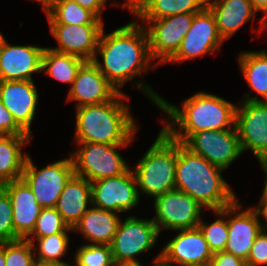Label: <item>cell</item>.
Returning <instances> with one entry per match:
<instances>
[{"mask_svg":"<svg viewBox=\"0 0 267 266\" xmlns=\"http://www.w3.org/2000/svg\"><path fill=\"white\" fill-rule=\"evenodd\" d=\"M77 266H116L110 245L86 244L75 255Z\"/></svg>","mask_w":267,"mask_h":266,"instance_id":"cell-30","label":"cell"},{"mask_svg":"<svg viewBox=\"0 0 267 266\" xmlns=\"http://www.w3.org/2000/svg\"><path fill=\"white\" fill-rule=\"evenodd\" d=\"M138 88L145 91L149 98L169 115L168 117L175 122V126L180 127L179 131H176L172 124H167L163 130L181 144L192 134L206 130L229 129L231 124L235 125L237 106L223 98L203 92L196 93L183 102L181 111L180 108L170 105L157 93H154L150 87H144L140 83ZM225 126L228 127L225 128Z\"/></svg>","mask_w":267,"mask_h":266,"instance_id":"cell-3","label":"cell"},{"mask_svg":"<svg viewBox=\"0 0 267 266\" xmlns=\"http://www.w3.org/2000/svg\"><path fill=\"white\" fill-rule=\"evenodd\" d=\"M180 233L165 245L161 255L178 266L210 262L213 257L207 241L199 229H180Z\"/></svg>","mask_w":267,"mask_h":266,"instance_id":"cell-19","label":"cell"},{"mask_svg":"<svg viewBox=\"0 0 267 266\" xmlns=\"http://www.w3.org/2000/svg\"><path fill=\"white\" fill-rule=\"evenodd\" d=\"M247 266H257L267 264V233L262 230L250 249Z\"/></svg>","mask_w":267,"mask_h":266,"instance_id":"cell-36","label":"cell"},{"mask_svg":"<svg viewBox=\"0 0 267 266\" xmlns=\"http://www.w3.org/2000/svg\"><path fill=\"white\" fill-rule=\"evenodd\" d=\"M26 237L14 241L5 242L6 266H34L35 259L32 250L35 244L33 240Z\"/></svg>","mask_w":267,"mask_h":266,"instance_id":"cell-32","label":"cell"},{"mask_svg":"<svg viewBox=\"0 0 267 266\" xmlns=\"http://www.w3.org/2000/svg\"><path fill=\"white\" fill-rule=\"evenodd\" d=\"M103 28V25H50L51 34L60 47L50 49L92 61Z\"/></svg>","mask_w":267,"mask_h":266,"instance_id":"cell-18","label":"cell"},{"mask_svg":"<svg viewBox=\"0 0 267 266\" xmlns=\"http://www.w3.org/2000/svg\"><path fill=\"white\" fill-rule=\"evenodd\" d=\"M158 235L159 230L152 220L133 216L123 223L120 221L110 245L115 264H139L134 256L151 249Z\"/></svg>","mask_w":267,"mask_h":266,"instance_id":"cell-8","label":"cell"},{"mask_svg":"<svg viewBox=\"0 0 267 266\" xmlns=\"http://www.w3.org/2000/svg\"><path fill=\"white\" fill-rule=\"evenodd\" d=\"M106 2V0H105ZM145 0H128L124 5L126 7H128V9L133 13L136 14L135 16H137L144 5Z\"/></svg>","mask_w":267,"mask_h":266,"instance_id":"cell-40","label":"cell"},{"mask_svg":"<svg viewBox=\"0 0 267 266\" xmlns=\"http://www.w3.org/2000/svg\"><path fill=\"white\" fill-rule=\"evenodd\" d=\"M259 162L261 166L263 167L264 173L267 175V159L260 160ZM262 196L267 197V176H266V184H265V188H264Z\"/></svg>","mask_w":267,"mask_h":266,"instance_id":"cell-46","label":"cell"},{"mask_svg":"<svg viewBox=\"0 0 267 266\" xmlns=\"http://www.w3.org/2000/svg\"><path fill=\"white\" fill-rule=\"evenodd\" d=\"M223 169L208 162L177 142L176 189L185 192L201 206L218 215L234 214L240 206L234 192L223 180Z\"/></svg>","mask_w":267,"mask_h":266,"instance_id":"cell-2","label":"cell"},{"mask_svg":"<svg viewBox=\"0 0 267 266\" xmlns=\"http://www.w3.org/2000/svg\"><path fill=\"white\" fill-rule=\"evenodd\" d=\"M207 6V0H145L137 17L159 19L183 13H197Z\"/></svg>","mask_w":267,"mask_h":266,"instance_id":"cell-28","label":"cell"},{"mask_svg":"<svg viewBox=\"0 0 267 266\" xmlns=\"http://www.w3.org/2000/svg\"><path fill=\"white\" fill-rule=\"evenodd\" d=\"M7 135L31 136L16 123L13 115L5 108L0 99V136Z\"/></svg>","mask_w":267,"mask_h":266,"instance_id":"cell-37","label":"cell"},{"mask_svg":"<svg viewBox=\"0 0 267 266\" xmlns=\"http://www.w3.org/2000/svg\"><path fill=\"white\" fill-rule=\"evenodd\" d=\"M21 239L14 231L13 209L7 191L0 186V243Z\"/></svg>","mask_w":267,"mask_h":266,"instance_id":"cell-35","label":"cell"},{"mask_svg":"<svg viewBox=\"0 0 267 266\" xmlns=\"http://www.w3.org/2000/svg\"><path fill=\"white\" fill-rule=\"evenodd\" d=\"M210 263L211 266H247L246 261L225 251L213 254Z\"/></svg>","mask_w":267,"mask_h":266,"instance_id":"cell-38","label":"cell"},{"mask_svg":"<svg viewBox=\"0 0 267 266\" xmlns=\"http://www.w3.org/2000/svg\"><path fill=\"white\" fill-rule=\"evenodd\" d=\"M223 40L230 38L256 11L250 0H207Z\"/></svg>","mask_w":267,"mask_h":266,"instance_id":"cell-23","label":"cell"},{"mask_svg":"<svg viewBox=\"0 0 267 266\" xmlns=\"http://www.w3.org/2000/svg\"><path fill=\"white\" fill-rule=\"evenodd\" d=\"M39 242L38 260L60 262L68 247L67 232L56 233L47 237L35 238Z\"/></svg>","mask_w":267,"mask_h":266,"instance_id":"cell-33","label":"cell"},{"mask_svg":"<svg viewBox=\"0 0 267 266\" xmlns=\"http://www.w3.org/2000/svg\"><path fill=\"white\" fill-rule=\"evenodd\" d=\"M0 266H6L5 242L0 243Z\"/></svg>","mask_w":267,"mask_h":266,"instance_id":"cell-45","label":"cell"},{"mask_svg":"<svg viewBox=\"0 0 267 266\" xmlns=\"http://www.w3.org/2000/svg\"><path fill=\"white\" fill-rule=\"evenodd\" d=\"M238 60L249 86L267 102V53L242 52Z\"/></svg>","mask_w":267,"mask_h":266,"instance_id":"cell-29","label":"cell"},{"mask_svg":"<svg viewBox=\"0 0 267 266\" xmlns=\"http://www.w3.org/2000/svg\"><path fill=\"white\" fill-rule=\"evenodd\" d=\"M120 218L113 211L97 207L89 208L73 228L97 245H111L117 232Z\"/></svg>","mask_w":267,"mask_h":266,"instance_id":"cell-24","label":"cell"},{"mask_svg":"<svg viewBox=\"0 0 267 266\" xmlns=\"http://www.w3.org/2000/svg\"><path fill=\"white\" fill-rule=\"evenodd\" d=\"M43 5V9L46 11L54 2L55 0H37Z\"/></svg>","mask_w":267,"mask_h":266,"instance_id":"cell-47","label":"cell"},{"mask_svg":"<svg viewBox=\"0 0 267 266\" xmlns=\"http://www.w3.org/2000/svg\"><path fill=\"white\" fill-rule=\"evenodd\" d=\"M78 3L81 7L93 12L99 19H101V9L105 4V0H72Z\"/></svg>","mask_w":267,"mask_h":266,"instance_id":"cell-39","label":"cell"},{"mask_svg":"<svg viewBox=\"0 0 267 266\" xmlns=\"http://www.w3.org/2000/svg\"><path fill=\"white\" fill-rule=\"evenodd\" d=\"M29 140L30 136H0V186L22 178L28 155H22L21 147Z\"/></svg>","mask_w":267,"mask_h":266,"instance_id":"cell-25","label":"cell"},{"mask_svg":"<svg viewBox=\"0 0 267 266\" xmlns=\"http://www.w3.org/2000/svg\"><path fill=\"white\" fill-rule=\"evenodd\" d=\"M74 175L72 158L54 162L40 170L34 166L28 156L22 179L30 187L42 208L56 207L65 184Z\"/></svg>","mask_w":267,"mask_h":266,"instance_id":"cell-7","label":"cell"},{"mask_svg":"<svg viewBox=\"0 0 267 266\" xmlns=\"http://www.w3.org/2000/svg\"><path fill=\"white\" fill-rule=\"evenodd\" d=\"M257 217L256 211L251 208L227 220L228 241L225 252L233 254L244 261L248 260L254 240L263 230Z\"/></svg>","mask_w":267,"mask_h":266,"instance_id":"cell-21","label":"cell"},{"mask_svg":"<svg viewBox=\"0 0 267 266\" xmlns=\"http://www.w3.org/2000/svg\"><path fill=\"white\" fill-rule=\"evenodd\" d=\"M88 203H92L91 182L73 175L65 184L55 208L67 225L74 228L88 210Z\"/></svg>","mask_w":267,"mask_h":266,"instance_id":"cell-22","label":"cell"},{"mask_svg":"<svg viewBox=\"0 0 267 266\" xmlns=\"http://www.w3.org/2000/svg\"><path fill=\"white\" fill-rule=\"evenodd\" d=\"M0 99L16 123L29 135L38 102L33 80L0 81Z\"/></svg>","mask_w":267,"mask_h":266,"instance_id":"cell-16","label":"cell"},{"mask_svg":"<svg viewBox=\"0 0 267 266\" xmlns=\"http://www.w3.org/2000/svg\"><path fill=\"white\" fill-rule=\"evenodd\" d=\"M101 31L96 52L99 53L102 65L95 55L93 62L107 80L120 91L125 82L139 76L148 68L152 59L149 38L146 29L136 22L120 27L110 34Z\"/></svg>","mask_w":267,"mask_h":266,"instance_id":"cell-1","label":"cell"},{"mask_svg":"<svg viewBox=\"0 0 267 266\" xmlns=\"http://www.w3.org/2000/svg\"><path fill=\"white\" fill-rule=\"evenodd\" d=\"M119 91L105 103L88 104L77 108L76 138L78 143L128 144L136 132L128 107L116 98H125ZM115 98V99H114Z\"/></svg>","mask_w":267,"mask_h":266,"instance_id":"cell-4","label":"cell"},{"mask_svg":"<svg viewBox=\"0 0 267 266\" xmlns=\"http://www.w3.org/2000/svg\"><path fill=\"white\" fill-rule=\"evenodd\" d=\"M155 260L153 266H172L171 262H168L161 254Z\"/></svg>","mask_w":267,"mask_h":266,"instance_id":"cell-44","label":"cell"},{"mask_svg":"<svg viewBox=\"0 0 267 266\" xmlns=\"http://www.w3.org/2000/svg\"><path fill=\"white\" fill-rule=\"evenodd\" d=\"M235 126L242 152L251 149L259 161L267 159V102L248 97L236 107Z\"/></svg>","mask_w":267,"mask_h":266,"instance_id":"cell-9","label":"cell"},{"mask_svg":"<svg viewBox=\"0 0 267 266\" xmlns=\"http://www.w3.org/2000/svg\"><path fill=\"white\" fill-rule=\"evenodd\" d=\"M253 209L256 211L258 216L262 214L267 222V197L262 196L260 199L259 206ZM266 228H267V224L265 226H262L263 230H267Z\"/></svg>","mask_w":267,"mask_h":266,"instance_id":"cell-41","label":"cell"},{"mask_svg":"<svg viewBox=\"0 0 267 266\" xmlns=\"http://www.w3.org/2000/svg\"><path fill=\"white\" fill-rule=\"evenodd\" d=\"M156 217L152 221L159 233L162 228L192 229L199 225L202 206L185 192L174 189L155 197Z\"/></svg>","mask_w":267,"mask_h":266,"instance_id":"cell-11","label":"cell"},{"mask_svg":"<svg viewBox=\"0 0 267 266\" xmlns=\"http://www.w3.org/2000/svg\"><path fill=\"white\" fill-rule=\"evenodd\" d=\"M116 266H142L141 263L139 264H120V265H116Z\"/></svg>","mask_w":267,"mask_h":266,"instance_id":"cell-50","label":"cell"},{"mask_svg":"<svg viewBox=\"0 0 267 266\" xmlns=\"http://www.w3.org/2000/svg\"><path fill=\"white\" fill-rule=\"evenodd\" d=\"M118 92L93 61H85L69 90L68 100L78 101L77 107L99 104L111 100Z\"/></svg>","mask_w":267,"mask_h":266,"instance_id":"cell-17","label":"cell"},{"mask_svg":"<svg viewBox=\"0 0 267 266\" xmlns=\"http://www.w3.org/2000/svg\"><path fill=\"white\" fill-rule=\"evenodd\" d=\"M78 144L83 147L71 154L74 175L94 182L121 175L129 169L124 159L116 151L118 147H125L127 144L111 145L90 142Z\"/></svg>","mask_w":267,"mask_h":266,"instance_id":"cell-6","label":"cell"},{"mask_svg":"<svg viewBox=\"0 0 267 266\" xmlns=\"http://www.w3.org/2000/svg\"><path fill=\"white\" fill-rule=\"evenodd\" d=\"M44 48L33 45L10 46L0 37V81L32 80V73L40 71Z\"/></svg>","mask_w":267,"mask_h":266,"instance_id":"cell-15","label":"cell"},{"mask_svg":"<svg viewBox=\"0 0 267 266\" xmlns=\"http://www.w3.org/2000/svg\"><path fill=\"white\" fill-rule=\"evenodd\" d=\"M45 12L49 25H103L93 12L72 0H55Z\"/></svg>","mask_w":267,"mask_h":266,"instance_id":"cell-26","label":"cell"},{"mask_svg":"<svg viewBox=\"0 0 267 266\" xmlns=\"http://www.w3.org/2000/svg\"><path fill=\"white\" fill-rule=\"evenodd\" d=\"M34 266H71L68 265L66 262H52V261H42L38 260L34 262Z\"/></svg>","mask_w":267,"mask_h":266,"instance_id":"cell-43","label":"cell"},{"mask_svg":"<svg viewBox=\"0 0 267 266\" xmlns=\"http://www.w3.org/2000/svg\"><path fill=\"white\" fill-rule=\"evenodd\" d=\"M181 266H211L210 262L196 263V264H185Z\"/></svg>","mask_w":267,"mask_h":266,"instance_id":"cell-48","label":"cell"},{"mask_svg":"<svg viewBox=\"0 0 267 266\" xmlns=\"http://www.w3.org/2000/svg\"><path fill=\"white\" fill-rule=\"evenodd\" d=\"M250 1L256 12L261 10L262 12L266 13L267 0H250Z\"/></svg>","mask_w":267,"mask_h":266,"instance_id":"cell-42","label":"cell"},{"mask_svg":"<svg viewBox=\"0 0 267 266\" xmlns=\"http://www.w3.org/2000/svg\"><path fill=\"white\" fill-rule=\"evenodd\" d=\"M261 24H263L261 28L267 27V11H266L264 17L261 18Z\"/></svg>","mask_w":267,"mask_h":266,"instance_id":"cell-49","label":"cell"},{"mask_svg":"<svg viewBox=\"0 0 267 266\" xmlns=\"http://www.w3.org/2000/svg\"><path fill=\"white\" fill-rule=\"evenodd\" d=\"M183 145L223 170L242 153L235 125L232 129L229 127V129L206 130L192 134Z\"/></svg>","mask_w":267,"mask_h":266,"instance_id":"cell-10","label":"cell"},{"mask_svg":"<svg viewBox=\"0 0 267 266\" xmlns=\"http://www.w3.org/2000/svg\"><path fill=\"white\" fill-rule=\"evenodd\" d=\"M136 184L130 168L121 175L91 182V204L103 210L126 212L138 204Z\"/></svg>","mask_w":267,"mask_h":266,"instance_id":"cell-13","label":"cell"},{"mask_svg":"<svg viewBox=\"0 0 267 266\" xmlns=\"http://www.w3.org/2000/svg\"><path fill=\"white\" fill-rule=\"evenodd\" d=\"M198 227L202 231L213 254L225 250L228 241L227 220L224 221V219L220 218L210 225H206L200 220Z\"/></svg>","mask_w":267,"mask_h":266,"instance_id":"cell-34","label":"cell"},{"mask_svg":"<svg viewBox=\"0 0 267 266\" xmlns=\"http://www.w3.org/2000/svg\"><path fill=\"white\" fill-rule=\"evenodd\" d=\"M224 40L220 36L217 24L211 10L206 6L195 13L193 22L182 40L179 50L169 60L181 62L201 56L209 51L219 49Z\"/></svg>","mask_w":267,"mask_h":266,"instance_id":"cell-14","label":"cell"},{"mask_svg":"<svg viewBox=\"0 0 267 266\" xmlns=\"http://www.w3.org/2000/svg\"><path fill=\"white\" fill-rule=\"evenodd\" d=\"M84 62L85 60L78 56L44 48L41 70H46V74L58 81L73 84L77 72Z\"/></svg>","mask_w":267,"mask_h":266,"instance_id":"cell-27","label":"cell"},{"mask_svg":"<svg viewBox=\"0 0 267 266\" xmlns=\"http://www.w3.org/2000/svg\"><path fill=\"white\" fill-rule=\"evenodd\" d=\"M194 15L195 13H183L159 19H142L143 22L148 21L151 24L145 29L152 60L161 57L159 63L169 62L179 50L192 25Z\"/></svg>","mask_w":267,"mask_h":266,"instance_id":"cell-12","label":"cell"},{"mask_svg":"<svg viewBox=\"0 0 267 266\" xmlns=\"http://www.w3.org/2000/svg\"><path fill=\"white\" fill-rule=\"evenodd\" d=\"M1 186L7 191L11 201L14 231L21 239H25L34 229L42 207L22 178Z\"/></svg>","mask_w":267,"mask_h":266,"instance_id":"cell-20","label":"cell"},{"mask_svg":"<svg viewBox=\"0 0 267 266\" xmlns=\"http://www.w3.org/2000/svg\"><path fill=\"white\" fill-rule=\"evenodd\" d=\"M177 141L163 129L137 164L136 182L143 193L157 197L176 189Z\"/></svg>","mask_w":267,"mask_h":266,"instance_id":"cell-5","label":"cell"},{"mask_svg":"<svg viewBox=\"0 0 267 266\" xmlns=\"http://www.w3.org/2000/svg\"><path fill=\"white\" fill-rule=\"evenodd\" d=\"M70 230H73V228L67 225L56 208L47 207L42 208L34 229L30 234L36 236L35 238H42Z\"/></svg>","mask_w":267,"mask_h":266,"instance_id":"cell-31","label":"cell"}]
</instances>
